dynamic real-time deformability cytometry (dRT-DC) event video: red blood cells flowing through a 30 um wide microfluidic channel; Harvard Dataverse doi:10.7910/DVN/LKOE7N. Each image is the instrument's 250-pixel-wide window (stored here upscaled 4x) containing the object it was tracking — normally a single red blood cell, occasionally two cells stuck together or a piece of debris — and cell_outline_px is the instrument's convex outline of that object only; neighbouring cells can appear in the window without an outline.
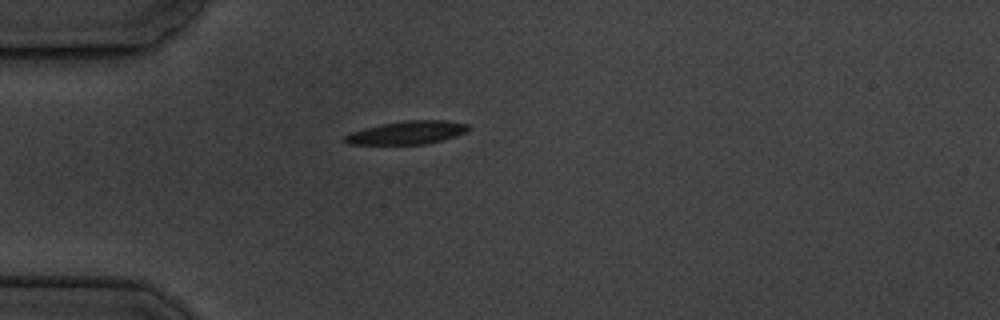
{"species": "common noctule bat (a hibernating species)", "species_latin": "Nyctalus noctula", "temperature_condition": "cold", "stored_images_in_passage": 1, "camera_frame_rate_fps": 3000, "um_per_image_px": 0.085, "animal": {"sex": "male", "body_mass_g": 19.5, "forearm_length_mm": 54.6}, "frame": {"image": 1, "passage_image": 1, "time_ms": 0.0, "image_size_px": [1000, 320], "cell_outline_px": [[472, 128], [456, 136], [424, 144], [348, 144], [344, 140], [344, 136], [352, 132], [364, 128], [380, 124], [408, 120], [444, 120], [468, 124]], "centroid_in_image_um": [34.61, 11.26], "position_along_channel_um": 50.4, "area_um2": 16.53}}